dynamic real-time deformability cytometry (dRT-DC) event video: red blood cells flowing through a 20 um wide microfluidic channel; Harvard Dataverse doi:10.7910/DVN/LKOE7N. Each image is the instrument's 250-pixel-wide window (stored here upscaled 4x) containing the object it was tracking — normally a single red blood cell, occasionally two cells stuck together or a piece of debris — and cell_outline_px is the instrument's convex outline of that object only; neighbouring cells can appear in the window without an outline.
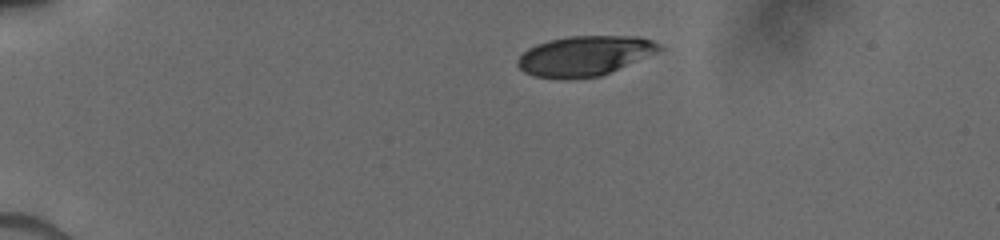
{"species": "human", "species_latin": "Homo sapiens", "temperature_condition": "cold", "stored_images_in_passage": 15, "camera_frame_rate_fps": 3000, "um_per_image_px": 0.085, "donor": {"sex": "male"}, "frame": {"image": 1, "passage_image": 1, "time_ms": 0.0, "image_size_px": [1000, 240], "cell_outline_px": [[664, 48], [656, 52], [600, 76], [568, 80], [536, 76], [524, 72], [516, 64], [516, 60], [528, 48], [536, 44], [548, 40], [568, 36], [640, 36], [652, 40], [660, 44]], "centroid_in_image_um": [49.66, 4.74], "position_along_channel_um": 35.3, "area_um2": 32.95}}
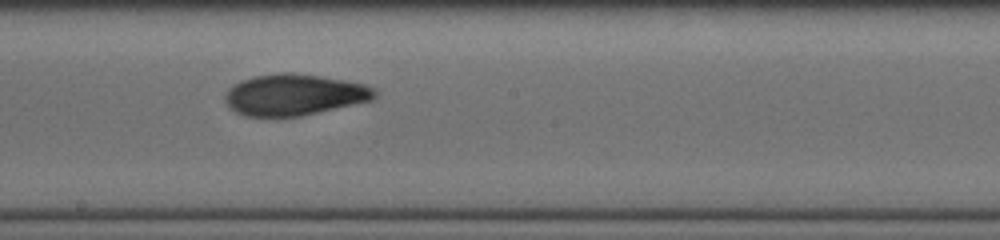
{"frame": {"image": 2, "passage_image": 7, "time_ms": 6.333, "image_size_px": [1000, 240], "cell_outline_px": [[376, 96], [372, 100], [300, 116], [244, 116], [228, 108], [224, 100], [224, 92], [232, 84], [240, 80], [252, 76], [276, 72], [288, 72], [320, 76], [344, 80], [364, 84], [376, 88]], "centroid_in_image_um": [24.94, 8.04], "position_along_channel_um": 223.3, "area_um2": 36.3}}
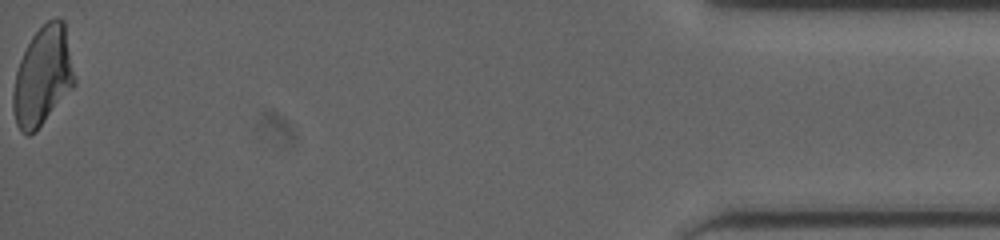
{"frame": {"image": 3, "passage_image": 15, "time_ms": 13.333, "image_size_px": [1000, 240], "cell_outline_px": [[76, 84], [36, 132], [28, 136], [20, 132], [16, 124], [12, 108], [12, 92], [16, 72], [20, 60], [32, 36], [48, 20], [56, 16], [64, 20], [76, 80]], "centroid_in_image_um": [3.63, 6.51], "position_along_channel_um": 431.6, "area_um2": 35.66}}